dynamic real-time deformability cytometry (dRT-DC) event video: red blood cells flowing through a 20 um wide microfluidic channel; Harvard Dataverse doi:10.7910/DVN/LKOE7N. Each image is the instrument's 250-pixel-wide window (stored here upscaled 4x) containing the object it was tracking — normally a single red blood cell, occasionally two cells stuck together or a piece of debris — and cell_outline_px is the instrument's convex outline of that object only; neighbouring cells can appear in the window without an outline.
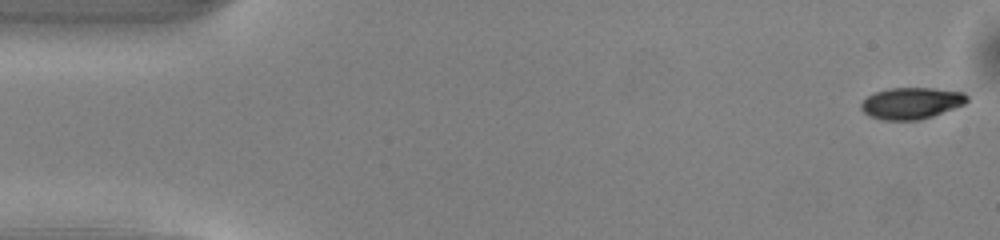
{"species": "common noctule bat (a hibernating species)", "species_latin": "Nyctalus noctula", "temperature_condition": "warm", "stored_images_in_passage": 50, "camera_frame_rate_fps": 3000, "um_per_image_px": 0.085, "animal": {"sex": "male", "body_mass_g": 13.0, "forearm_length_mm": 53.1}, "frame": {"image": 1, "passage_image": 1, "time_ms": 0.0, "image_size_px": [1000, 240], "cell_outline_px": [[968, 100], [964, 104], [932, 116], [920, 120], [884, 120], [868, 116], [860, 108], [860, 104], [868, 96], [876, 92], [888, 88], [932, 88], [964, 92], [968, 96]], "centroid_in_image_um": [77.45, 8.77], "position_along_channel_um": 7.5, "area_um2": 19.42}}
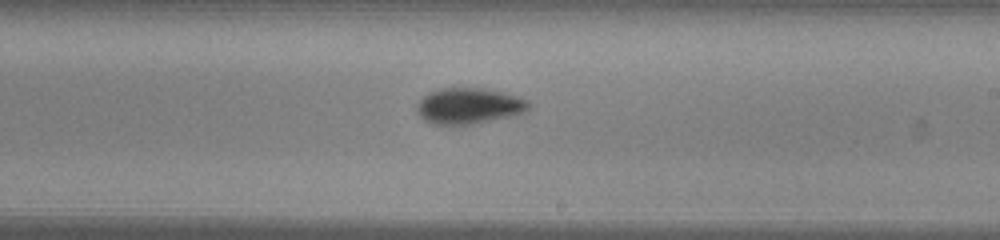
{"frame": {"image": 2, "passage_image": 29, "time_ms": 9.333, "image_size_px": [1000, 240], "cell_outline_px": [[528, 108], [524, 112], [472, 124], [432, 124], [424, 120], [416, 112], [416, 104], [424, 96], [432, 92], [444, 88], [488, 88], [504, 92], [528, 100]], "centroid_in_image_um": [39.82, 8.99], "position_along_channel_um": 249.2, "area_um2": 23.06}}
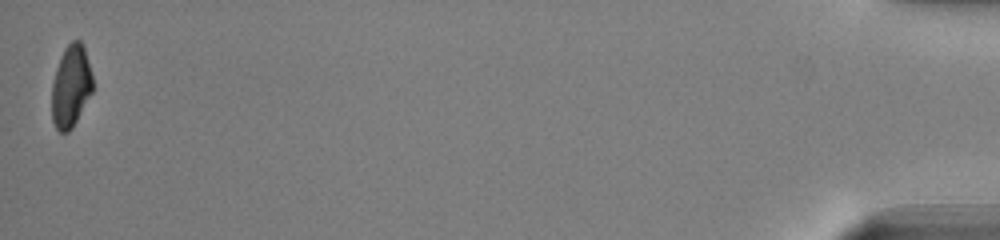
{"frame": {"image": 3, "passage_image": 50, "time_ms": 16.333, "image_size_px": [1000, 240], "cell_outline_px": [[92, 92], [72, 128], [68, 132], [60, 132], [56, 128], [52, 120], [52, 84], [56, 68], [60, 56], [64, 48], [72, 40], [80, 40], [84, 48], [92, 76]], "centroid_in_image_um": [6.01, 7.33], "position_along_channel_um": 429.2, "area_um2": 19.42}, "authors_computed_cell_mechanics": {"area_um2": 21.1837, "velocity_mm_per_s": 4.0441, "shape_relaxation_time_tau1_ms": 2.0714, "shape_relaxation_time_tau2_ms": 6.1874, "deformation_change_tau1": 0.1448, "deformation_change_tau2": 0.1088}}